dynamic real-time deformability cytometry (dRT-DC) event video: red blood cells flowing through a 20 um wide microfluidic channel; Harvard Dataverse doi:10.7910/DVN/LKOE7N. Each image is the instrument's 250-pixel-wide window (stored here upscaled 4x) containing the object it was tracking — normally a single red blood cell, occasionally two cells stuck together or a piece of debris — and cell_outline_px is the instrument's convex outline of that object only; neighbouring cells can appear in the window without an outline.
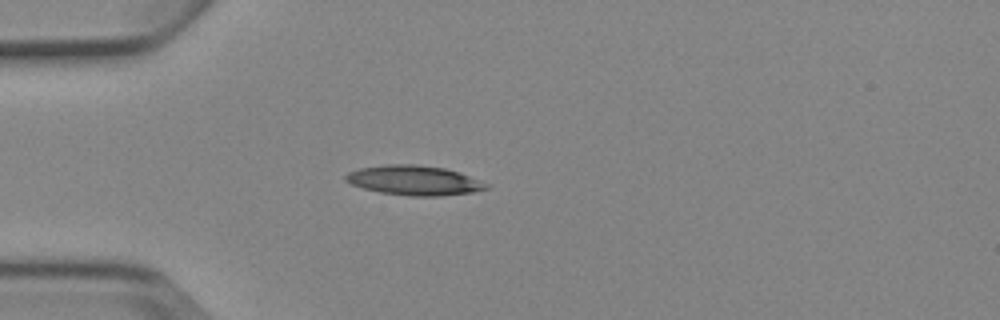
{"species": "Egyptian fruit bat (a non-hibernating species)", "species_latin": "Rousettus aegyptiacus", "temperature_condition": "cold", "stored_images_in_passage": 4, "camera_frame_rate_fps": 3000, "um_per_image_px": 0.085, "animal": {"sex": "female"}, "frame": {"image": 1, "passage_image": 4, "time_ms": 4.333, "image_size_px": [1000, 320], "cell_outline_px": [[488, 188], [472, 192], [440, 196], [412, 196], [380, 192], [364, 188], [352, 184], [344, 180], [344, 176], [348, 172], [360, 168], [388, 164], [416, 164], [444, 168], [460, 172], [488, 184]], "centroid_in_image_um": [35.19, 15.32], "position_along_channel_um": 49.8, "area_um2": 24.16}}